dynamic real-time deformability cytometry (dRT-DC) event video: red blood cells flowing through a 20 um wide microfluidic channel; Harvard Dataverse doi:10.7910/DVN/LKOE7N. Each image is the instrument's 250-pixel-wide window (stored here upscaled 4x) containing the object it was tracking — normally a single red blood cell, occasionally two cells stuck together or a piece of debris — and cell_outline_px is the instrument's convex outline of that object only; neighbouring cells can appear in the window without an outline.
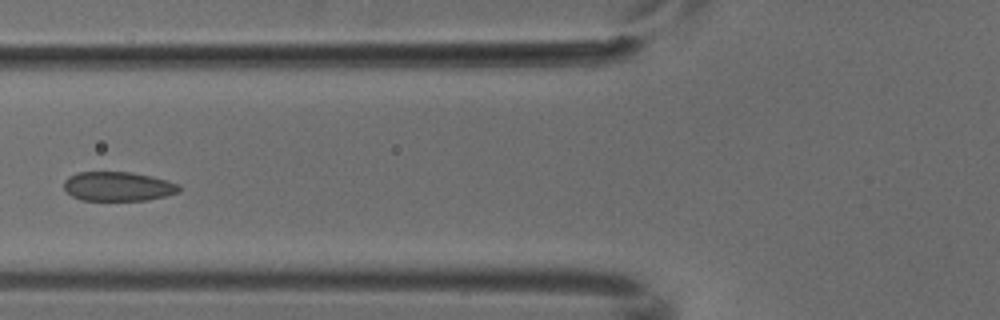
{"species": "common noctule bat (a hibernating species)", "species_latin": "Nyctalus noctula", "temperature_condition": "cold", "stored_images_in_passage": 6, "camera_frame_rate_fps": 3000, "um_per_image_px": 0.085, "animal": {"sex": "male", "body_mass_g": 18.8}, "frame": {"image": 1, "passage_image": 5, "time_ms": 1.333, "image_size_px": [1000, 320], "cell_outline_px": [[180, 192], [148, 200], [80, 200], [72, 196], [64, 188], [64, 180], [68, 176], [76, 172], [132, 172], [152, 176], [168, 180], [180, 184]], "centroid_in_image_um": [10.04, 15.84], "position_along_channel_um": 115.8, "area_um2": 19.83}}
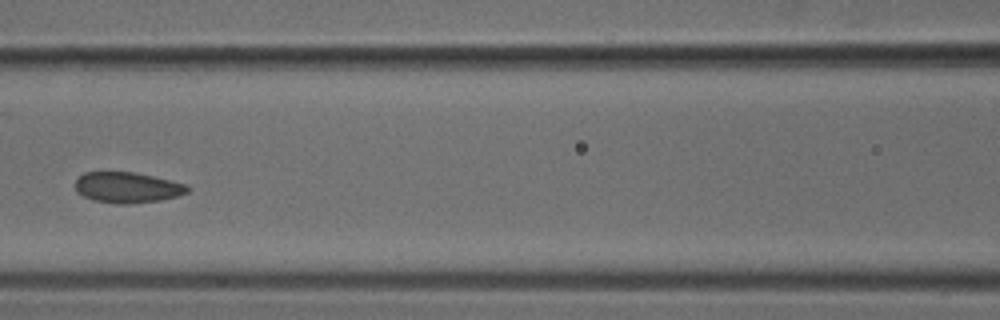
{"frame": {"image": 2, "passage_image": 6, "time_ms": 1.667, "image_size_px": [1000, 320], "cell_outline_px": [[192, 188], [188, 192], [176, 196], [160, 200], [132, 204], [120, 204], [92, 200], [76, 192], [76, 180], [84, 172], [136, 172], [188, 184]], "centroid_in_image_um": [10.85, 15.93], "position_along_channel_um": 155.7, "area_um2": 20.23}}